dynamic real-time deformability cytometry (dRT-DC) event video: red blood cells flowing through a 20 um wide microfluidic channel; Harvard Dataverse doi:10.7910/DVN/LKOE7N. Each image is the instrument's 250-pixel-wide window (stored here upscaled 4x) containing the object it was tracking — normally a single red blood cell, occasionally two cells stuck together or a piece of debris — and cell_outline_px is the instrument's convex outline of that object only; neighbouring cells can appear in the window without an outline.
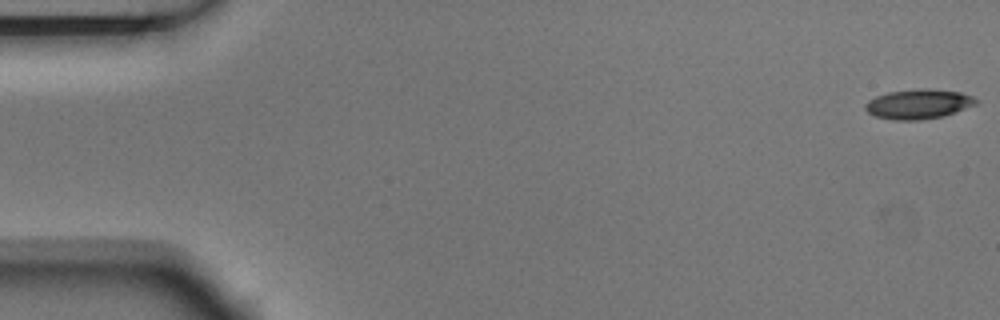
{"species": "Egyptian fruit bat (a non-hibernating species)", "species_latin": "Rousettus aegyptiacus", "temperature_condition": "room temperature", "stored_images_in_passage": 4, "camera_frame_rate_fps": 3000, "um_per_image_px": 0.085, "animal": {"sex": "male"}, "frame": {"image": 1, "passage_image": 1, "time_ms": 0.0, "image_size_px": [1000, 320], "cell_outline_px": [[980, 100], [976, 104], [944, 116], [920, 120], [892, 120], [876, 116], [868, 112], [864, 108], [864, 104], [868, 100], [876, 96], [888, 92], [916, 88], [924, 88], [960, 92], [972, 96]], "centroid_in_image_um": [78.05, 8.84], "position_along_channel_um": 6.9, "area_um2": 19.25}}
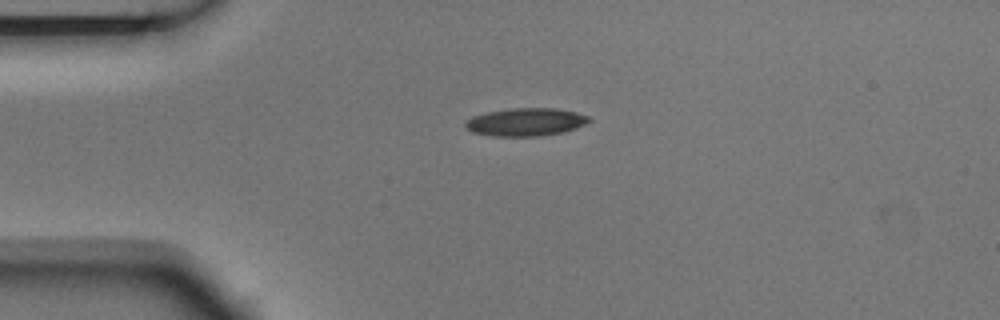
{"frame": {"image": 2, "passage_image": 4, "time_ms": 1.0, "image_size_px": [1000, 320], "cell_outline_px": [[592, 120], [576, 128], [564, 132], [540, 136], [492, 136], [472, 132], [464, 124], [472, 116], [484, 112], [512, 108], [556, 108], [576, 112], [588, 116]], "centroid_in_image_um": [44.69, 10.37], "position_along_channel_um": 40.3, "area_um2": 20.17}}